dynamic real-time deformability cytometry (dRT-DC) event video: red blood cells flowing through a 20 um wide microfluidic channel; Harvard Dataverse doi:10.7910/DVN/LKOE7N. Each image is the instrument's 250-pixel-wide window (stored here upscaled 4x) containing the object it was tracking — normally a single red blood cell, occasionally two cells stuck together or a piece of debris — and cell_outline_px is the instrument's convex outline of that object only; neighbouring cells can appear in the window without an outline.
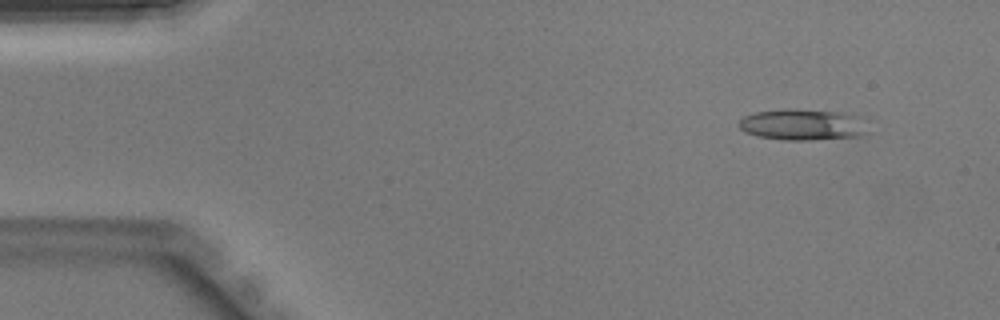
{"species": "Egyptian fruit bat (a non-hibernating species)", "species_latin": "Rousettus aegyptiacus", "temperature_condition": "warm", "stored_images_in_passage": 16, "camera_frame_rate_fps": 3000, "um_per_image_px": 0.085, "animal": {"sex": "male"}, "frame": {"image": 1, "passage_image": 1, "time_ms": 0.0, "image_size_px": [1000, 320], "cell_outline_px": [[872, 132], [864, 136], [808, 140], [784, 140], [756, 136], [744, 132], [736, 124], [744, 116], [756, 112], [792, 108], [840, 112], [864, 116]], "centroid_in_image_um": [68.34, 10.6], "position_along_channel_um": 16.7, "area_um2": 24.28}}
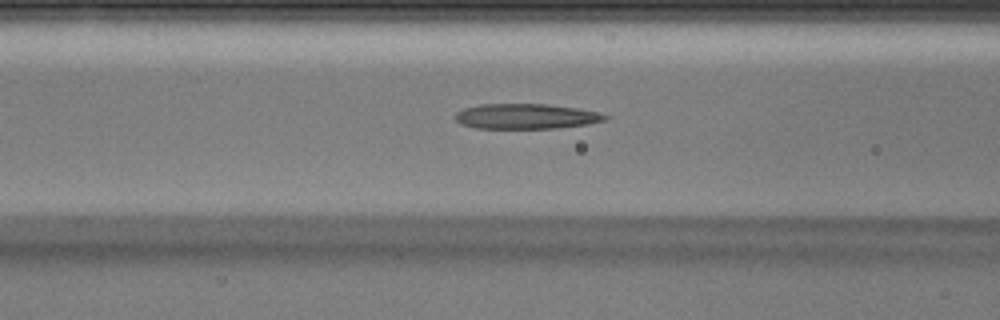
{"frame": {"image": 2, "passage_image": 14, "time_ms": 4.333, "image_size_px": [1000, 320], "cell_outline_px": [[612, 116], [608, 120], [588, 124], [556, 128], [476, 128], [460, 124], [456, 120], [456, 112], [464, 108], [480, 104], [548, 104], [576, 108], [600, 112]], "centroid_in_image_um": [44.77, 9.88], "position_along_channel_um": 121.8, "area_um2": 22.14}}
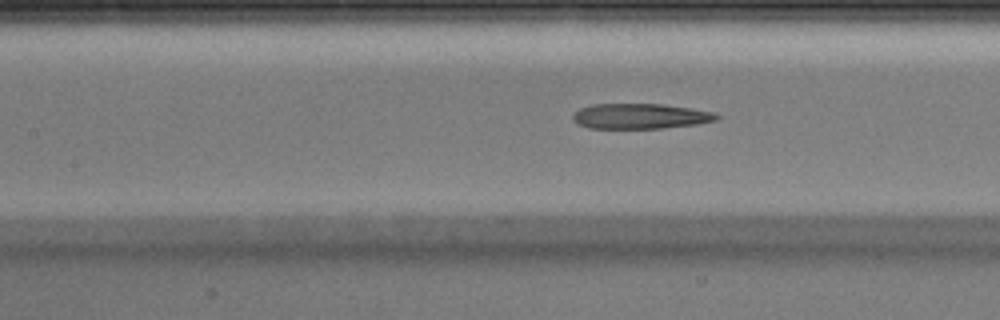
{"frame": {"image": 3, "passage_image": 16, "time_ms": 5.0, "image_size_px": [1000, 320], "cell_outline_px": [[720, 116], [716, 120], [696, 124], [664, 128], [588, 128], [572, 120], [572, 112], [580, 108], [592, 104], [664, 104], [716, 112]], "centroid_in_image_um": [54.41, 9.87], "position_along_channel_um": 153.0, "area_um2": 21.27}}